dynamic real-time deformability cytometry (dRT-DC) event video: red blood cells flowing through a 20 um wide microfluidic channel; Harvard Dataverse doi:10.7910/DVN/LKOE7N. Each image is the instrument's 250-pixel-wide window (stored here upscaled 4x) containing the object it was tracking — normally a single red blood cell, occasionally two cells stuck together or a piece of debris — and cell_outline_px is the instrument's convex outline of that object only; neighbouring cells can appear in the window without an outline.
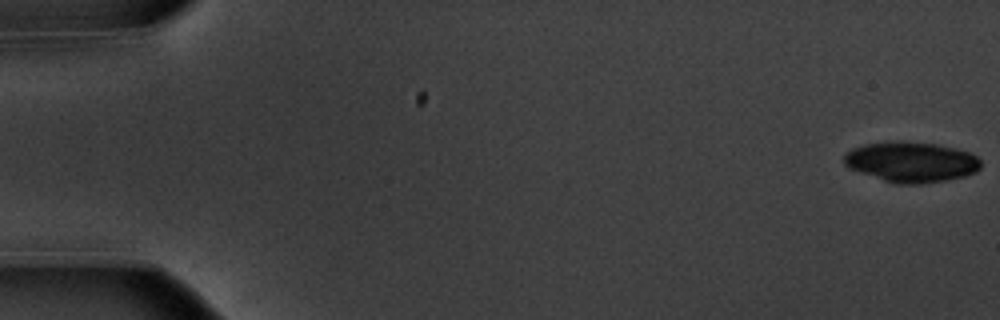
{"species": "common noctule bat (a hibernating species)", "species_latin": "Nyctalus noctula", "temperature_condition": "warm", "stored_images_in_passage": 2, "camera_frame_rate_fps": 3000, "um_per_image_px": 0.085, "animal": {"sex": "male", "body_mass_g": 20.1, "forearm_length_mm": 53.5}, "frame": {"image": 1, "passage_image": 2, "time_ms": 0.333, "image_size_px": [1000, 320], "cell_outline_px": [[980, 168], [976, 172], [964, 176], [944, 180], [920, 184], [900, 184], [884, 180], [848, 168], [844, 164], [844, 152], [852, 148], [864, 144], [896, 140], [900, 140], [936, 144], [956, 148], [968, 152], [976, 156], [980, 160]], "centroid_in_image_um": [77.43, 13.75], "position_along_channel_um": 7.6, "area_um2": 32.25}}